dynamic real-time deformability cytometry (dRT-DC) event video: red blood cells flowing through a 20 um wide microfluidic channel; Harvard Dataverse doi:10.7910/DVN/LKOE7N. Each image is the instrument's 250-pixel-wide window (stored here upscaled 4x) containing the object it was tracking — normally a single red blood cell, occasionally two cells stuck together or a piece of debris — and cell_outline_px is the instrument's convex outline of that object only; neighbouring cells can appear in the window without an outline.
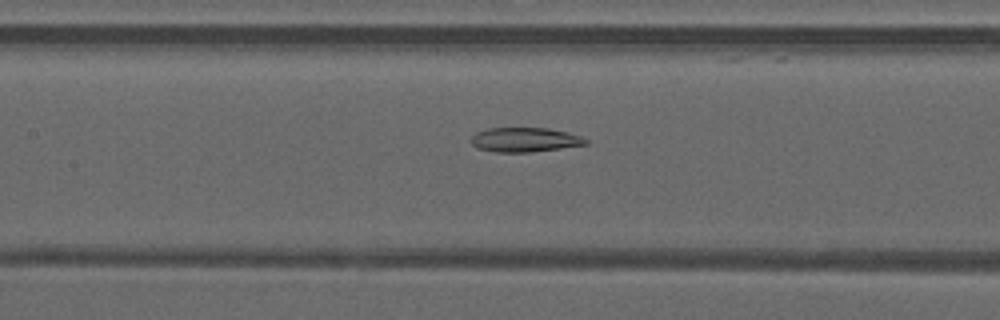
{"species": "common noctule bat (a hibernating species)", "species_latin": "Nyctalus noctula", "temperature_condition": "warm", "stored_images_in_passage": 49, "camera_frame_rate_fps": 3000, "um_per_image_px": 0.085, "animal": {"sex": "male", "forearm_length_mm": 52.5}, "frame": {"image": 1, "passage_image": 23, "time_ms": 7.333, "image_size_px": [1000, 320], "cell_outline_px": [[588, 144], [560, 148], [528, 152], [496, 152], [476, 148], [472, 144], [472, 136], [476, 132], [488, 128], [548, 128], [568, 132], [580, 136], [588, 140]], "centroid_in_image_um": [44.6, 11.87], "position_along_channel_um": 162.8, "area_um2": 16.24}}
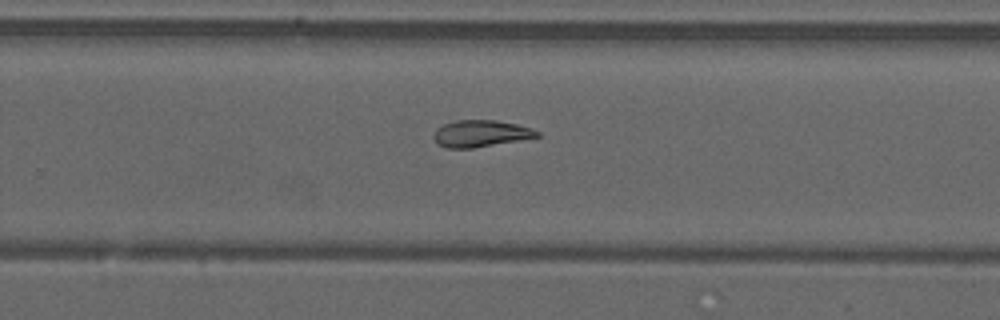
{"frame": {"image": 2, "passage_image": 32, "time_ms": 10.333, "image_size_px": [1000, 320], "cell_outline_px": [[540, 136], [472, 148], [448, 148], [440, 144], [432, 136], [436, 128], [444, 124], [456, 120], [496, 120], [516, 124], [532, 128], [540, 132]], "centroid_in_image_um": [40.85, 11.33], "position_along_channel_um": 288.9, "area_um2": 15.9}}
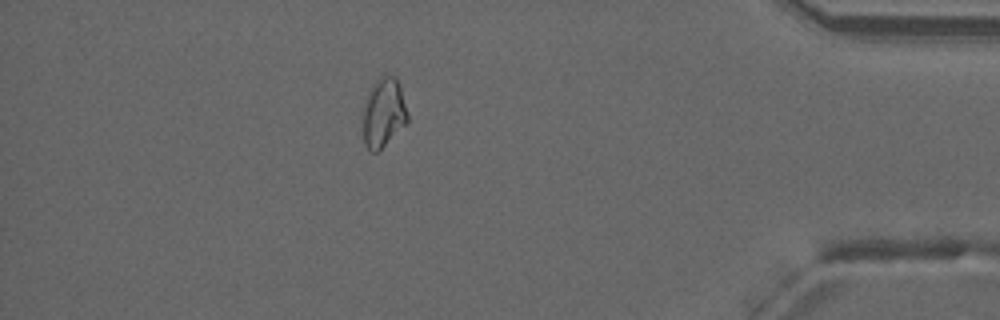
{"frame": {"image": 3, "passage_image": 43, "time_ms": 14.0, "image_size_px": [1000, 320], "cell_outline_px": [[408, 124], [376, 152], [372, 152], [364, 144], [364, 104], [368, 92], [376, 80], [380, 76], [396, 76], [400, 88], [408, 116]], "centroid_in_image_um": [32.62, 9.59], "position_along_channel_um": 402.6, "area_um2": 17.74}, "authors_computed_cell_mechanics": {"area_um2": 18.7272, "velocity_mm_per_s": 4.2307, "shape_relaxation_time_tau1_ms": null, "shape_relaxation_time_tau2_ms": 10.4502, "deformation_change_tau1": null, "deformation_change_tau2": 0.1508}}